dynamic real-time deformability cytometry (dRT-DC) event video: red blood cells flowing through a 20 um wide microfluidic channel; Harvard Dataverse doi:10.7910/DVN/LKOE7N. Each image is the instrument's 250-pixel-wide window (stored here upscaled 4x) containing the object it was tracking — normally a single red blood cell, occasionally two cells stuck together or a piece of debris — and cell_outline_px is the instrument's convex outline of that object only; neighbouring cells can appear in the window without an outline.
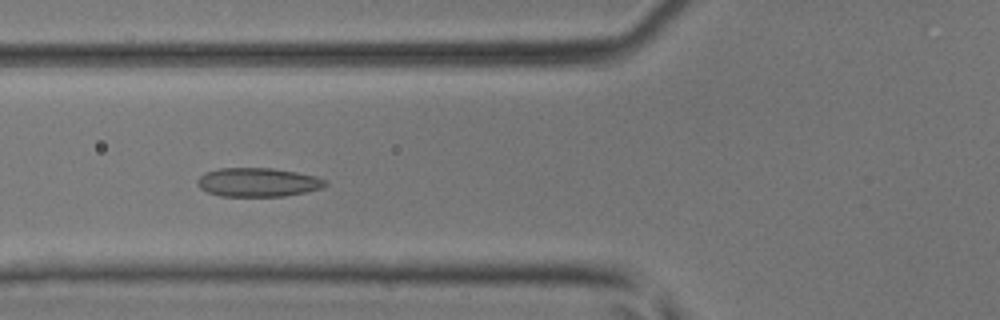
{"species": "common noctule bat (a hibernating species)", "species_latin": "Nyctalus noctula", "temperature_condition": "room temperature", "stored_images_in_passage": 47, "camera_frame_rate_fps": 3000, "um_per_image_px": 0.085, "animal": {"sex": "male", "body_mass_g": 17.9, "forearm_length_mm": 54.2}, "frame": {"image": 1, "passage_image": 18, "time_ms": 5.667, "image_size_px": [1000, 320], "cell_outline_px": [[328, 184], [320, 188], [304, 192], [284, 196], [220, 196], [208, 192], [200, 188], [196, 184], [196, 180], [204, 172], [220, 168], [272, 168], [296, 172], [316, 176], [328, 180]], "centroid_in_image_um": [21.9, 15.49], "position_along_channel_um": 103.9, "area_um2": 21.56}}
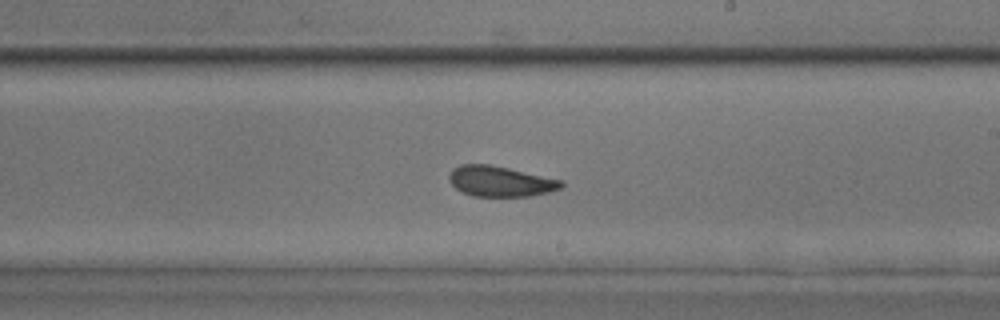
{"frame": {"image": 2, "passage_image": 28, "time_ms": 9.0, "image_size_px": [1000, 320], "cell_outline_px": [[564, 184], [560, 188], [548, 192], [528, 196], [472, 196], [460, 192], [448, 180], [448, 176], [452, 168], [460, 164], [488, 164], [508, 168], [564, 180]], "centroid_in_image_um": [42.49, 15.41], "position_along_channel_um": 246.5, "area_um2": 20.0}}
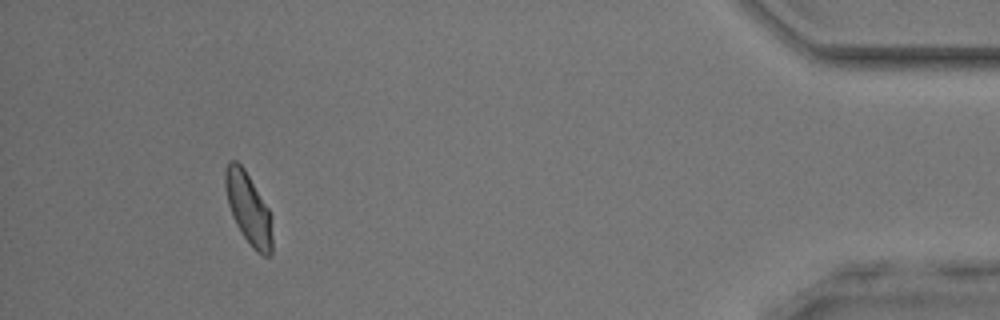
{"frame": {"image": 3, "passage_image": 44, "time_ms": 14.333, "image_size_px": [1000, 320], "cell_outline_px": [[272, 252], [268, 256], [264, 256], [256, 252], [252, 248], [240, 232], [232, 216], [228, 204], [224, 184], [224, 172], [228, 164], [232, 160], [236, 160], [244, 168], [268, 208], [272, 216]], "centroid_in_image_um": [21.12, 17.76], "position_along_channel_um": 414.1, "area_um2": 19.71}}